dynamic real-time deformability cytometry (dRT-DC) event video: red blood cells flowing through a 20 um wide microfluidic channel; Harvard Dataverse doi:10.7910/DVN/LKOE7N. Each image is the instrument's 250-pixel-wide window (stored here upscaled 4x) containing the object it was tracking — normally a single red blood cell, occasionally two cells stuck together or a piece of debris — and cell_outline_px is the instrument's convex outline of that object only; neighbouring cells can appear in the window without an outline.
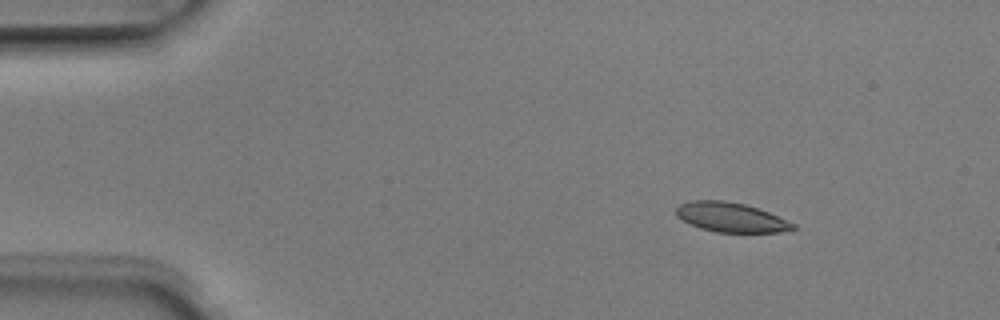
{"species": "Egyptian fruit bat (a non-hibernating species)", "species_latin": "Rousettus aegyptiacus", "temperature_condition": "room temperature", "stored_images_in_passage": 5, "camera_frame_rate_fps": 3000, "um_per_image_px": 0.085, "animal": {"sex": "male"}, "frame": {"image": 1, "passage_image": 3, "time_ms": 0.667, "image_size_px": [1000, 320], "cell_outline_px": [[796, 228], [776, 232], [716, 232], [700, 228], [676, 216], [676, 208], [680, 204], [692, 200], [724, 200], [744, 204], [768, 212], [796, 224]], "centroid_in_image_um": [62.11, 18.46], "position_along_channel_um": 22.9, "area_um2": 19.83}}